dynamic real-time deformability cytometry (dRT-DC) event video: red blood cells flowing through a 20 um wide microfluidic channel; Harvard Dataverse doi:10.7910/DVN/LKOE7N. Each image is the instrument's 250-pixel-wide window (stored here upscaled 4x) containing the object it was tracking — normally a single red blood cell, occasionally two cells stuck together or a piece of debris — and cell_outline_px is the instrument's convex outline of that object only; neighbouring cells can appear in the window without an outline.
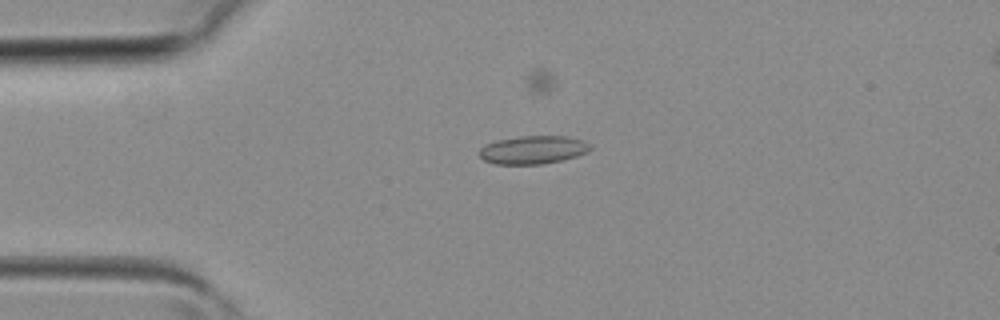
{"species": "common noctule bat (a hibernating species)", "species_latin": "Nyctalus noctula", "temperature_condition": "room temperature", "stored_images_in_passage": 4, "camera_frame_rate_fps": 3000, "um_per_image_px": 0.085, "animal": {"sex": "female", "body_mass_g": 19.3, "forearm_length_mm": 54.1}, "frame": {"image": 1, "passage_image": 2, "time_ms": 0.333, "image_size_px": [1000, 320], "cell_outline_px": [[592, 148], [588, 152], [576, 156], [560, 160], [540, 164], [496, 164], [484, 160], [480, 156], [480, 148], [484, 144], [496, 140], [520, 136], [564, 136], [580, 140], [588, 144]], "centroid_in_image_um": [45.27, 12.73], "position_along_channel_um": 39.7, "area_um2": 18.03}}